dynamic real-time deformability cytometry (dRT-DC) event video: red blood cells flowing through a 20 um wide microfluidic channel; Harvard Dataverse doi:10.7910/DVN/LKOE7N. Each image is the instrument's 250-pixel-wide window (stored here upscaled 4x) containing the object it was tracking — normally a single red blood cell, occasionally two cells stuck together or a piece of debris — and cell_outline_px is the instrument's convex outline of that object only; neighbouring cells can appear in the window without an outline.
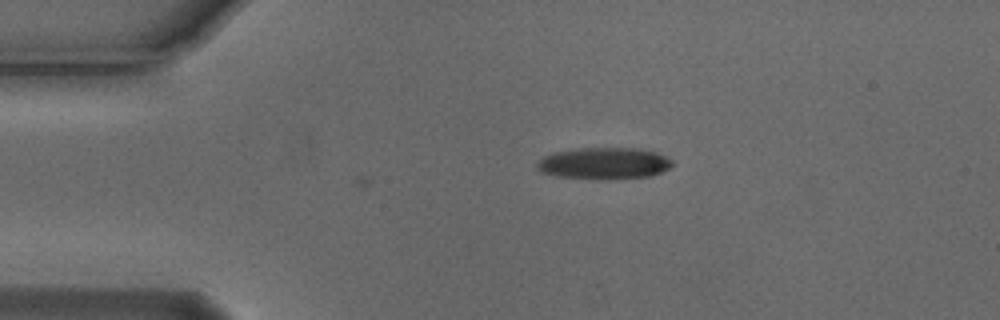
{"species": "Egyptian fruit bat (a non-hibernating species)", "species_latin": "Rousettus aegyptiacus", "temperature_condition": "cold", "stored_images_in_passage": 6, "camera_frame_rate_fps": 3000, "um_per_image_px": 0.085, "animal": {"sex": "male"}, "frame": {"image": 1, "passage_image": 6, "time_ms": 1.667, "image_size_px": [1000, 320], "cell_outline_px": [[672, 164], [668, 168], [652, 176], [616, 180], [596, 180], [556, 176], [544, 172], [536, 168], [536, 164], [544, 156], [552, 152], [580, 148], [640, 148], [656, 152], [672, 160]], "centroid_in_image_um": [51.34, 13.9], "position_along_channel_um": 33.7, "area_um2": 25.32}}